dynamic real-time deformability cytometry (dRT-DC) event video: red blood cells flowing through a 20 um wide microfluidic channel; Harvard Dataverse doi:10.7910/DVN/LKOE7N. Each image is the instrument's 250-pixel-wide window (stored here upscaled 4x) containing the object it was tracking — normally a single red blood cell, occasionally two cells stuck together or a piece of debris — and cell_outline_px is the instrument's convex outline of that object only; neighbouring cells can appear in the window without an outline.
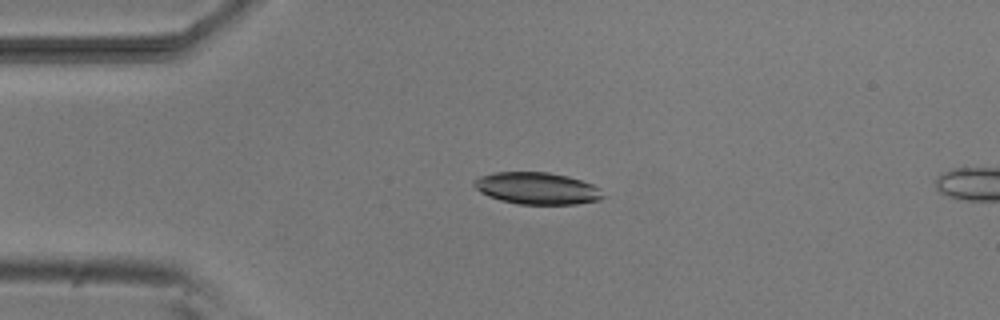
{"species": "common noctule bat (a hibernating species)", "species_latin": "Nyctalus noctula", "temperature_condition": "room temperature", "stored_images_in_passage": 13, "camera_frame_rate_fps": 3000, "um_per_image_px": 0.085, "animal": {"sex": "male", "body_mass_g": 20.5, "forearm_length_mm": 52.5}, "frame": {"image": 1, "passage_image": 10, "time_ms": 3.0, "image_size_px": [1000, 320], "cell_outline_px": [[608, 196], [600, 200], [576, 204], [516, 204], [500, 200], [488, 196], [480, 192], [472, 184], [480, 176], [496, 172], [548, 172], [568, 176], [592, 184], [600, 188]], "centroid_in_image_um": [45.7, 16.02], "position_along_channel_um": 39.3, "area_um2": 24.16}}